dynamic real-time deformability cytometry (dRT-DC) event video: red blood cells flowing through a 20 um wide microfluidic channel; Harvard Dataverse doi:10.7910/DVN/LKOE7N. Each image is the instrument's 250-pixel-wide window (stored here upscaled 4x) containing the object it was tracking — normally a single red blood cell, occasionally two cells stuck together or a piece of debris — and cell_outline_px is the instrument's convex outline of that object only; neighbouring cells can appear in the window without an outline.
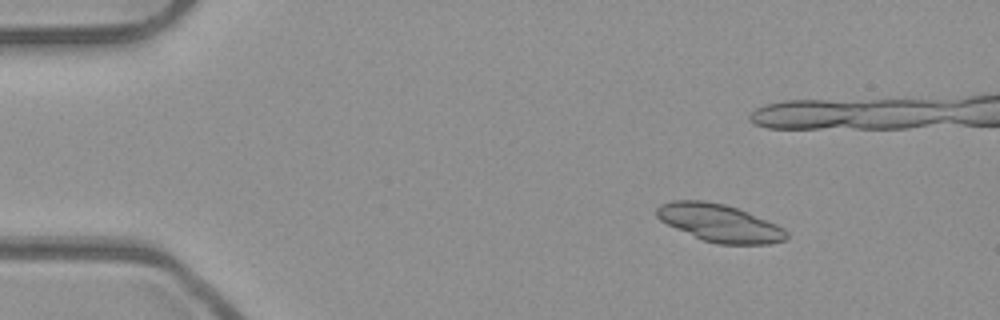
{"species": "common noctule bat (a hibernating species)", "species_latin": "Nyctalus noctula", "temperature_condition": "room temperature", "stored_images_in_passage": 53, "camera_frame_rate_fps": 3000, "um_per_image_px": 0.085, "animal": {"sex": "male", "body_mass_g": 23.1, "forearm_length_mm": 52.7}, "frame": {"image": 1, "passage_image": 8, "time_ms": 2.333, "image_size_px": [1000, 320], "cell_outline_px": [[788, 236], [784, 240], [768, 244], [716, 244], [704, 240], [676, 228], [660, 220], [656, 216], [656, 208], [660, 204], [672, 200], [704, 200], [724, 204], [748, 212], [776, 224], [784, 228], [788, 232]], "centroid_in_image_um": [61.16, 18.94], "position_along_channel_um": 23.8, "area_um2": 28.26}, "authors_computed_cell_mechanics": {"area_um2": 19.652, "velocity_mm_per_s": 3.9408, "shape_relaxation_time_tau1_ms": 3.982, "shape_relaxation_time_tau2_ms": 5.1808, "deformation_change_tau1": 0.0873, "deformation_change_tau2": 0.0601}}